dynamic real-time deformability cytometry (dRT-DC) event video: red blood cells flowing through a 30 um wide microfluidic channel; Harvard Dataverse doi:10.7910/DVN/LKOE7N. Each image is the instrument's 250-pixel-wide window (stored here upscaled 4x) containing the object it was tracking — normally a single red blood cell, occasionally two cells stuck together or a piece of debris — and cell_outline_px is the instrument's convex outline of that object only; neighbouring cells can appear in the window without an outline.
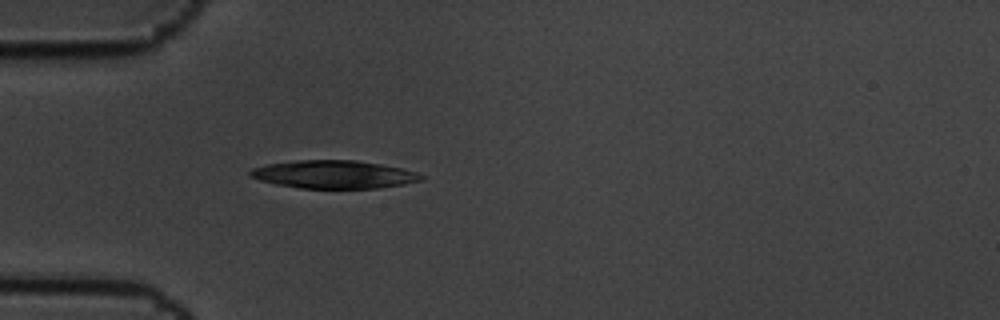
{"species": "common noctule bat (a hibernating species)", "species_latin": "Nyctalus noctula", "temperature_condition": "cold", "stored_images_in_passage": 4, "camera_frame_rate_fps": 3000, "um_per_image_px": 0.085, "animal": {"sex": "male", "body_mass_g": 19.5, "forearm_length_mm": 54.6}, "frame": {"image": 1, "passage_image": 4, "time_ms": 1.0, "image_size_px": [1000, 320], "cell_outline_px": [[424, 176], [420, 180], [404, 184], [376, 188], [300, 188], [276, 184], [260, 180], [248, 176], [248, 172], [252, 168], [268, 164], [296, 160], [356, 160], [380, 164], [400, 168], [416, 172]], "centroid_in_image_um": [28.33, 14.82], "position_along_channel_um": 56.7, "area_um2": 27.74}}